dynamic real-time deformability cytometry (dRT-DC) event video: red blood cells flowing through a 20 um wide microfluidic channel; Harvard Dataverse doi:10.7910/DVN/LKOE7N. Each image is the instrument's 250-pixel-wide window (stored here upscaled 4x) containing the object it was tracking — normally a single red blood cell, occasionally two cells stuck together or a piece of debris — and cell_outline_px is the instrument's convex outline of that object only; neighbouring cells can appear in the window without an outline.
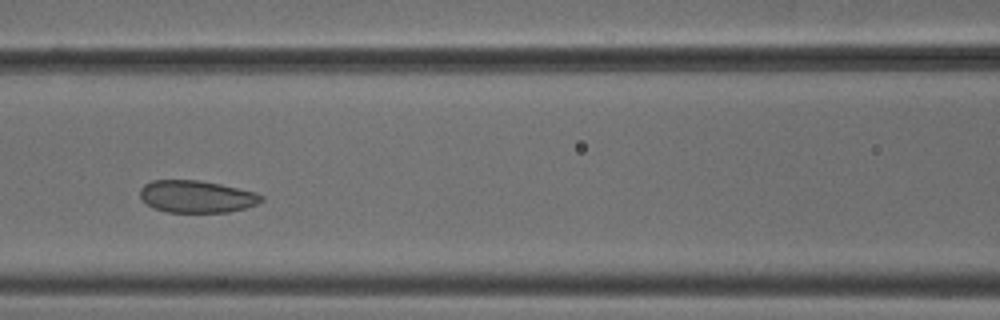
{"species": "common noctule bat (a hibernating species)", "species_latin": "Nyctalus noctula", "temperature_condition": "cold", "stored_images_in_passage": 9, "camera_frame_rate_fps": 3000, "um_per_image_px": 0.085, "animal": {"sex": "male", "body_mass_g": 18.8}, "frame": {"image": 1, "passage_image": 7, "time_ms": 2.0, "image_size_px": [1000, 320], "cell_outline_px": [[264, 200], [256, 204], [244, 208], [228, 212], [168, 212], [152, 208], [140, 200], [140, 188], [144, 184], [152, 180], [200, 180], [220, 184], [256, 192], [264, 196]], "centroid_in_image_um": [16.68, 16.7], "position_along_channel_um": 149.9, "area_um2": 22.95}}
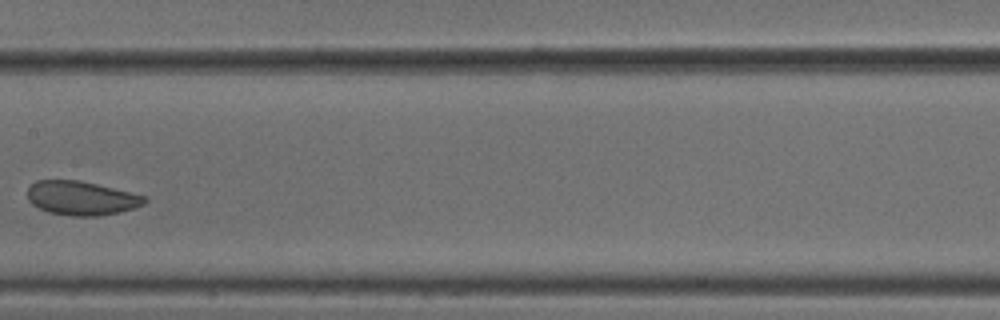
{"frame": {"image": 2, "passage_image": 8, "time_ms": 2.333, "image_size_px": [1000, 320], "cell_outline_px": [[148, 200], [144, 204], [120, 212], [96, 216], [72, 216], [48, 212], [32, 204], [28, 200], [28, 188], [36, 180], [76, 180], [96, 184], [148, 196]], "centroid_in_image_um": [6.93, 16.84], "position_along_channel_um": 200.5, "area_um2": 23.12}}
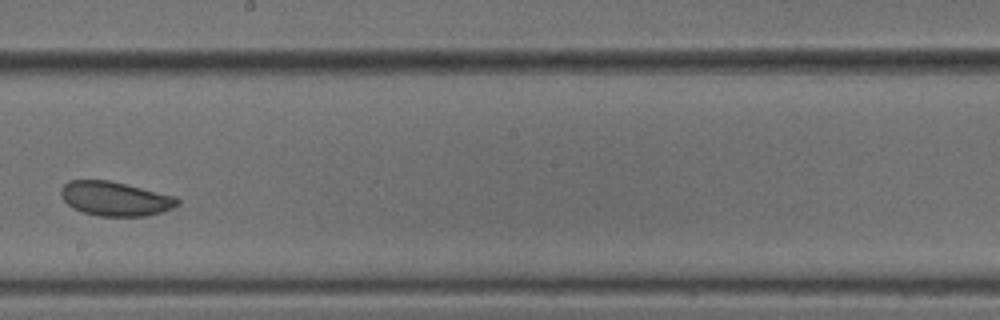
{"frame": {"image": 3, "passage_image": 9, "time_ms": 2.667, "image_size_px": [1000, 320], "cell_outline_px": [[180, 204], [172, 208], [160, 212], [144, 216], [100, 216], [84, 212], [72, 208], [60, 196], [60, 188], [68, 180], [108, 180], [176, 196], [180, 200]], "centroid_in_image_um": [9.77, 16.88], "position_along_channel_um": 238.4, "area_um2": 23.24}}